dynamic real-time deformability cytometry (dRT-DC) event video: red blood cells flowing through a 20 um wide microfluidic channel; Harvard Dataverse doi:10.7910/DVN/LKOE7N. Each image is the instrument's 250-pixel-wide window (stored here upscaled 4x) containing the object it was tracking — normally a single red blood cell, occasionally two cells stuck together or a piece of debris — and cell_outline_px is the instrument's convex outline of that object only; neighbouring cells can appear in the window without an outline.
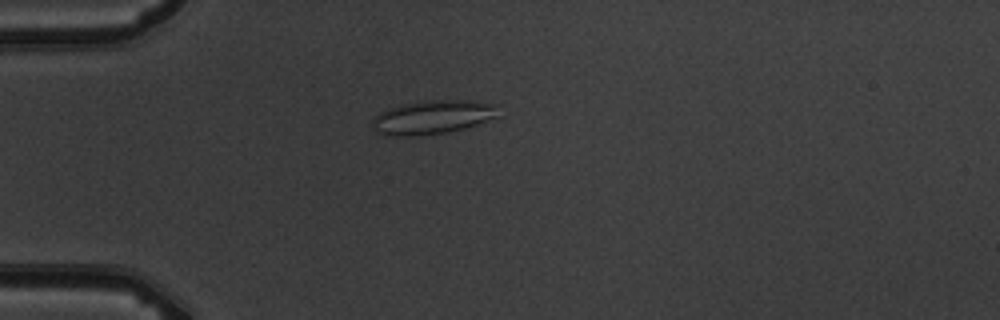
{"species": "common noctule bat (a hibernating species)", "species_latin": "Nyctalus noctula", "temperature_condition": "warm", "stored_images_in_passage": 5, "camera_frame_rate_fps": 3000, "um_per_image_px": 0.085, "animal": {"sex": "male", "body_mass_g": 19.5, "forearm_length_mm": 54.6}, "frame": {"image": 1, "passage_image": 5, "time_ms": 4.667, "image_size_px": [1000, 320], "cell_outline_px": [[500, 116], [464, 128], [448, 132], [416, 136], [392, 136], [376, 132], [372, 124], [372, 116], [388, 108], [404, 104], [432, 100], [472, 100], [496, 104]], "centroid_in_image_um": [36.77, 9.96], "position_along_channel_um": 48.2, "area_um2": 24.91}}